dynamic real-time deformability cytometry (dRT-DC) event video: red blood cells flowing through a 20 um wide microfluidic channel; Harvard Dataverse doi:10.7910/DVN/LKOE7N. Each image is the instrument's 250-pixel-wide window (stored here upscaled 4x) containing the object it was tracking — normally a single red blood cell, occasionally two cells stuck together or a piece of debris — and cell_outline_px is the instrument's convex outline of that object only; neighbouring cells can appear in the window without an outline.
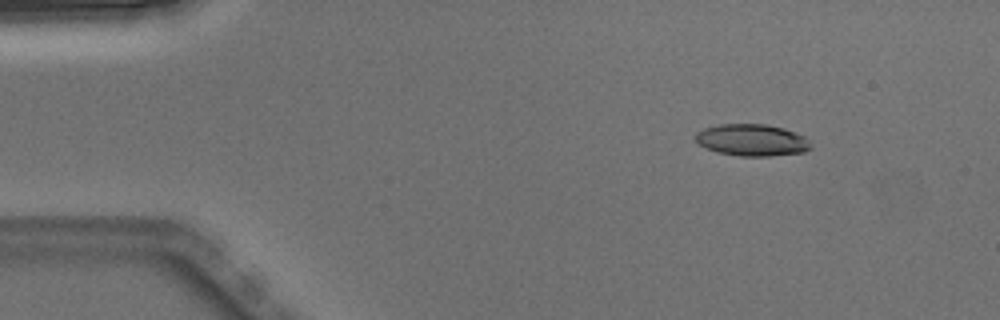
{"species": "Egyptian fruit bat (a non-hibernating species)", "species_latin": "Rousettus aegyptiacus", "temperature_condition": "warm", "stored_images_in_passage": 4, "camera_frame_rate_fps": 3000, "um_per_image_px": 0.085, "animal": {"sex": "male"}, "frame": {"image": 1, "passage_image": 2, "time_ms": 0.333, "image_size_px": [1000, 320], "cell_outline_px": [[812, 148], [804, 152], [772, 156], [740, 156], [720, 152], [708, 148], [700, 144], [696, 140], [696, 132], [704, 128], [720, 124], [764, 124], [784, 128], [804, 136], [808, 140]], "centroid_in_image_um": [63.95, 11.9], "position_along_channel_um": 21.1, "area_um2": 21.21}}